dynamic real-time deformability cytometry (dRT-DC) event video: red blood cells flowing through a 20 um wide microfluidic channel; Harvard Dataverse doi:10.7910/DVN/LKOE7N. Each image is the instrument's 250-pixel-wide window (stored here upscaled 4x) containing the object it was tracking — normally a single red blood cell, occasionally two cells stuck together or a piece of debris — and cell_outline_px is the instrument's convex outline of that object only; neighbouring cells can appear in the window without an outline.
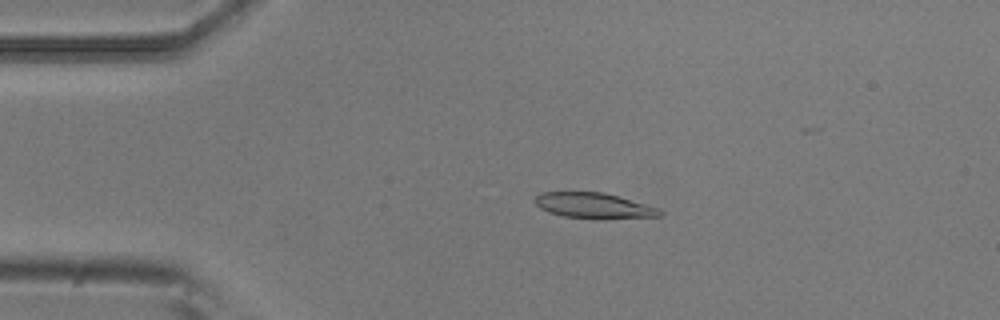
{"species": "common noctule bat (a hibernating species)", "species_latin": "Nyctalus noctula", "temperature_condition": "room temperature", "stored_images_in_passage": 5, "camera_frame_rate_fps": 3000, "um_per_image_px": 0.085, "animal": {"sex": "male", "body_mass_g": 20.5, "forearm_length_mm": 52.5}, "frame": {"image": 1, "passage_image": 4, "time_ms": 1.0, "image_size_px": [1000, 320], "cell_outline_px": [[664, 212], [660, 216], [608, 220], [596, 220], [564, 216], [540, 208], [532, 200], [540, 192], [604, 192], [660, 208]], "centroid_in_image_um": [50.52, 17.5], "position_along_channel_um": 34.5, "area_um2": 19.02}}